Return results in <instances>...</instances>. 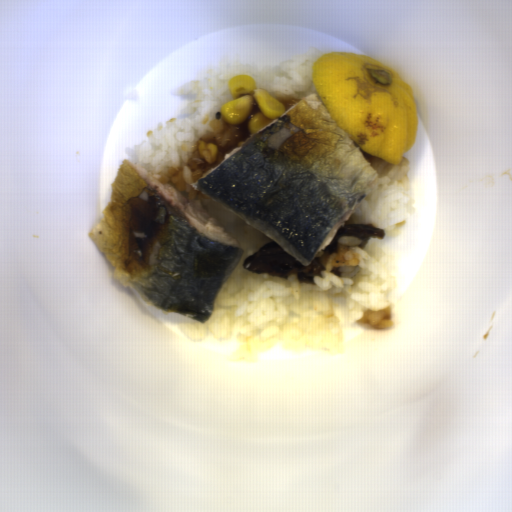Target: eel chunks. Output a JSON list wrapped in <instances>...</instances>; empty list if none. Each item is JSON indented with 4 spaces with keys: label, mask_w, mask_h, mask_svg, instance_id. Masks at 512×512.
Returning a JSON list of instances; mask_svg holds the SVG:
<instances>
[{
    "label": "eel chunks",
    "mask_w": 512,
    "mask_h": 512,
    "mask_svg": "<svg viewBox=\"0 0 512 512\" xmlns=\"http://www.w3.org/2000/svg\"><path fill=\"white\" fill-rule=\"evenodd\" d=\"M340 237H352L360 240L359 249L364 248L367 241L371 239H386V233L384 229L373 227L369 222L360 224H344V227L339 228L335 234L332 242L328 244L325 249L321 252L324 254L339 253Z\"/></svg>",
    "instance_id": "57646c5b"
},
{
    "label": "eel chunks",
    "mask_w": 512,
    "mask_h": 512,
    "mask_svg": "<svg viewBox=\"0 0 512 512\" xmlns=\"http://www.w3.org/2000/svg\"><path fill=\"white\" fill-rule=\"evenodd\" d=\"M256 275L287 278L295 275L297 282L312 283L314 277H322V264L315 257L308 266L286 252L275 240L248 256L242 265Z\"/></svg>",
    "instance_id": "4dd315ae"
}]
</instances>
